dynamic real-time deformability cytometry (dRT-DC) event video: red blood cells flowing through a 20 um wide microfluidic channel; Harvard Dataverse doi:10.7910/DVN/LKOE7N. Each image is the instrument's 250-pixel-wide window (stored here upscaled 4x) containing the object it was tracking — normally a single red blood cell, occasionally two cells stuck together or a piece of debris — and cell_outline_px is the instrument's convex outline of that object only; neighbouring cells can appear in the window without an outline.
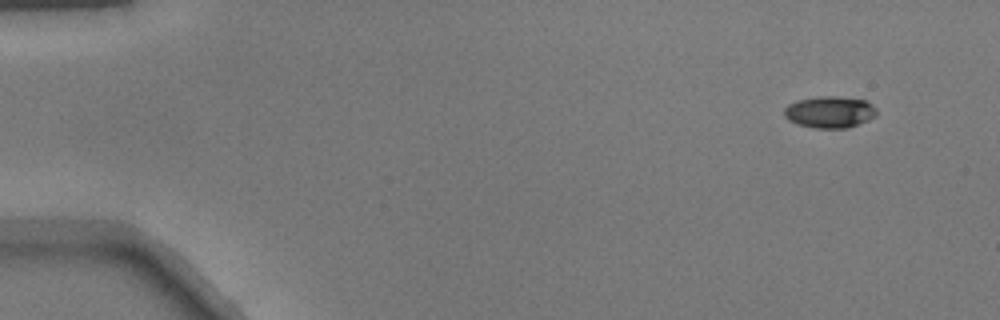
{"species": "common noctule bat (a hibernating species)", "species_latin": "Nyctalus noctula", "temperature_condition": "warm", "stored_images_in_passage": 17, "camera_frame_rate_fps": 3000, "um_per_image_px": 0.085, "animal": {"sex": "male", "body_mass_g": 17.9}, "frame": {"image": 1, "passage_image": 1, "time_ms": 0.0, "image_size_px": [1000, 320], "cell_outline_px": [[876, 116], [868, 120], [848, 128], [812, 128], [796, 124], [788, 120], [784, 116], [784, 108], [788, 104], [796, 100], [820, 96], [836, 96], [864, 100], [872, 104], [876, 108]], "centroid_in_image_um": [70.5, 9.53], "position_along_channel_um": 14.5, "area_um2": 17.22}}
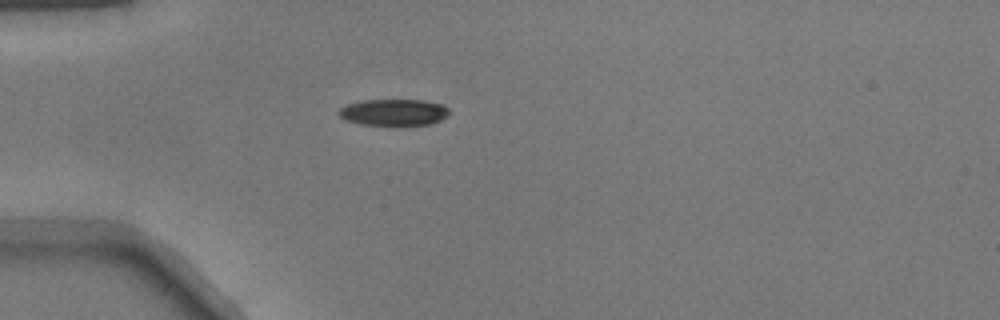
{"frame": {"image": 2, "passage_image": 12, "time_ms": 3.667, "image_size_px": [1000, 320], "cell_outline_px": [[448, 116], [432, 124], [360, 124], [344, 120], [336, 112], [340, 108], [348, 104], [360, 100], [424, 100], [444, 104], [448, 108]], "centroid_in_image_um": [33.46, 9.53], "position_along_channel_um": 51.5, "area_um2": 16.99}}
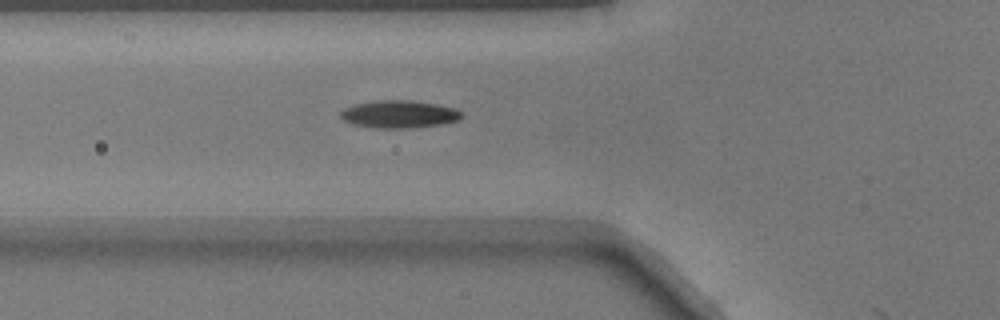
{"frame": {"image": 3, "passage_image": 16, "time_ms": 5.0, "image_size_px": [1000, 320], "cell_outline_px": [[464, 116], [460, 120], [440, 124], [412, 128], [376, 128], [352, 124], [344, 120], [340, 116], [340, 112], [344, 108], [352, 104], [372, 100], [408, 100], [436, 104], [456, 108]], "centroid_in_image_um": [33.9, 9.7], "position_along_channel_um": 91.9, "area_um2": 19.65}}